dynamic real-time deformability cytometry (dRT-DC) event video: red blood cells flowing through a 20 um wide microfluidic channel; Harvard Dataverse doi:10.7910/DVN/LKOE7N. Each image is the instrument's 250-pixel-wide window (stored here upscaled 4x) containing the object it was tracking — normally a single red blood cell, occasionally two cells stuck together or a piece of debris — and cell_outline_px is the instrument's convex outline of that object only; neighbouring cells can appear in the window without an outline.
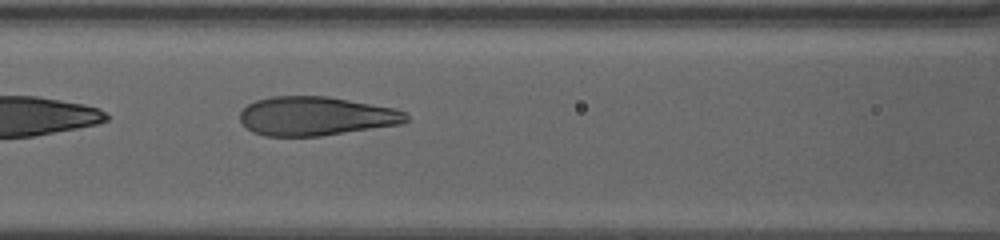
{"species": "human", "species_latin": "Homo sapiens", "temperature_condition": "warm", "stored_images_in_passage": 17, "camera_frame_rate_fps": 3000, "um_per_image_px": 0.085, "donor": {"sex": "female"}, "frame": {"image": 1, "passage_image": 12, "time_ms": 2.0, "image_size_px": [1000, 240], "cell_outline_px": [[408, 120], [400, 124], [320, 136], [264, 136], [252, 132], [240, 120], [240, 112], [248, 104], [256, 100], [272, 96], [328, 96], [396, 108], [404, 112], [408, 116]], "centroid_in_image_um": [26.84, 9.86], "position_along_channel_um": 139.8, "area_um2": 37.69}}